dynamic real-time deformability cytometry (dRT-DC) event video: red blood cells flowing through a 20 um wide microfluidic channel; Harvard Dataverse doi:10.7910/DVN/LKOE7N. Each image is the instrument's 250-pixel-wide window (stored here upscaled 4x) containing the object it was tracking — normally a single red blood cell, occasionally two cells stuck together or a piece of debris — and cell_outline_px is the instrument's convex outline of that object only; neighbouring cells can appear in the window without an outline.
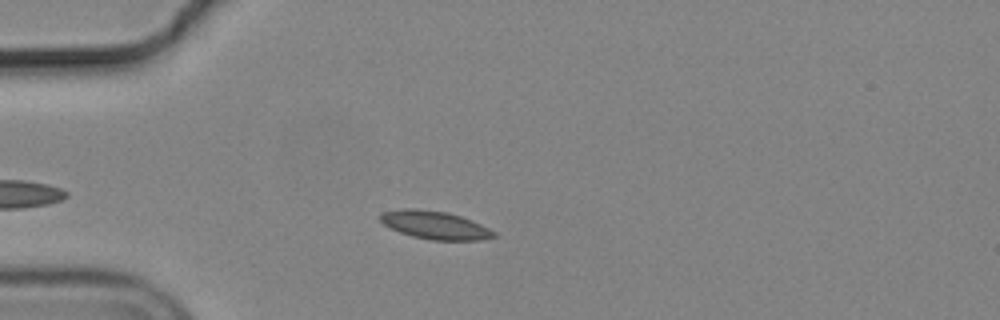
{"species": "common noctule bat (a hibernating species)", "species_latin": "Nyctalus noctula", "temperature_condition": "cold", "stored_images_in_passage": 36, "camera_frame_rate_fps": 3000, "um_per_image_px": 0.085, "animal": {"sex": "male", "body_mass_g": 19.2, "forearm_length_mm": 51.8}, "frame": {"image": 1, "passage_image": 7, "time_ms": 2.0, "image_size_px": [1000, 320], "cell_outline_px": [[496, 236], [480, 240], [432, 240], [412, 236], [400, 232], [384, 224], [380, 220], [380, 212], [404, 208], [416, 208], [444, 212], [460, 216], [472, 220], [496, 232]], "centroid_in_image_um": [36.96, 19.13], "position_along_channel_um": 48.0, "area_um2": 18.44}}
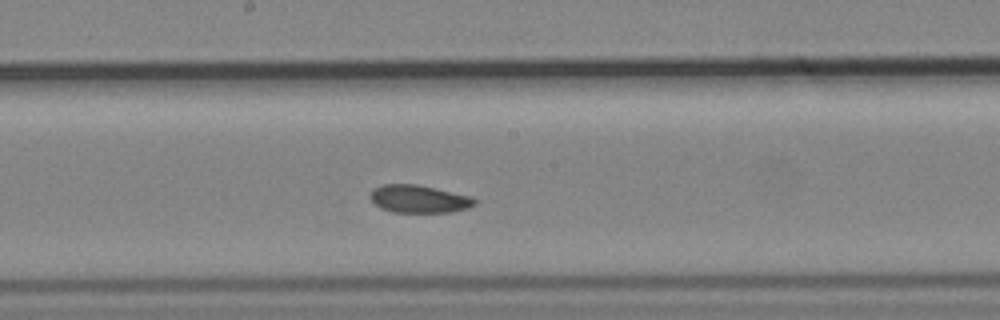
{"frame": {"image": 2, "passage_image": 22, "time_ms": 7.0, "image_size_px": [1000, 320], "cell_outline_px": [[476, 204], [468, 208], [448, 212], [392, 212], [380, 208], [368, 196], [368, 192], [372, 188], [380, 184], [416, 184], [472, 196], [476, 200]], "centroid_in_image_um": [35.56, 16.9], "position_along_channel_um": 212.6, "area_um2": 17.05}}
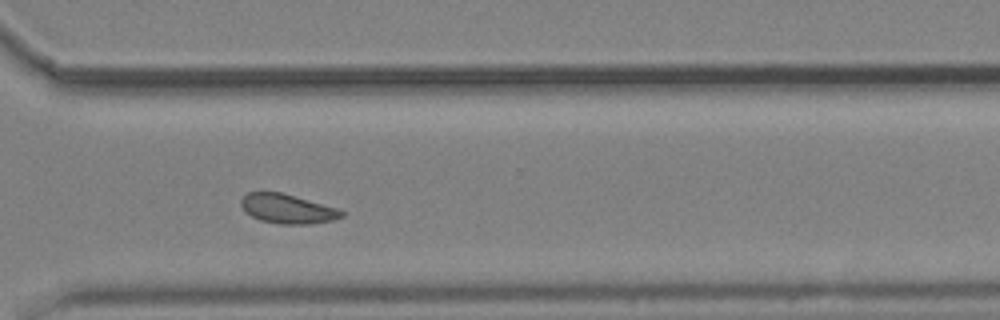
{"frame": {"image": 3, "passage_image": 33, "time_ms": 10.667, "image_size_px": [1000, 320], "cell_outline_px": [[344, 216], [332, 220], [308, 224], [280, 224], [260, 220], [244, 212], [240, 204], [240, 200], [248, 192], [280, 192], [336, 208], [344, 212]], "centroid_in_image_um": [24.38, 17.75], "position_along_channel_um": 346.2, "area_um2": 16.99}}